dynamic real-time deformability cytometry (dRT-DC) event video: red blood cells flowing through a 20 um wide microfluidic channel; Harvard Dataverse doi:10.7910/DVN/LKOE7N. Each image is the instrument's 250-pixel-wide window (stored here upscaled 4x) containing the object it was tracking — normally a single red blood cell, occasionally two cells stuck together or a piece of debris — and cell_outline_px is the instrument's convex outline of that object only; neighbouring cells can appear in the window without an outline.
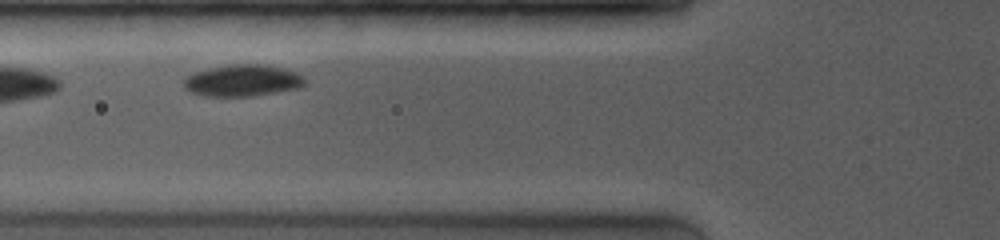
{"species": "common noctule bat (a hibernating species)", "species_latin": "Nyctalus noctula", "temperature_condition": "room temperature", "stored_images_in_passage": 4, "camera_frame_rate_fps": 4000, "um_per_image_px": 0.085, "animal": {"sex": "female", "body_mass_g": 19.0, "forearm_length_mm": 53.3}, "frame": {"image": 1, "passage_image": 3, "time_ms": 1.25, "image_size_px": [1000, 240], "cell_outline_px": [[304, 84], [300, 88], [252, 96], [204, 96], [188, 92], [184, 88], [184, 76], [208, 68], [232, 64], [268, 64], [284, 68], [296, 72], [304, 76]], "centroid_in_image_um": [20.6, 6.84], "position_along_channel_um": 105.2, "area_um2": 22.6}}